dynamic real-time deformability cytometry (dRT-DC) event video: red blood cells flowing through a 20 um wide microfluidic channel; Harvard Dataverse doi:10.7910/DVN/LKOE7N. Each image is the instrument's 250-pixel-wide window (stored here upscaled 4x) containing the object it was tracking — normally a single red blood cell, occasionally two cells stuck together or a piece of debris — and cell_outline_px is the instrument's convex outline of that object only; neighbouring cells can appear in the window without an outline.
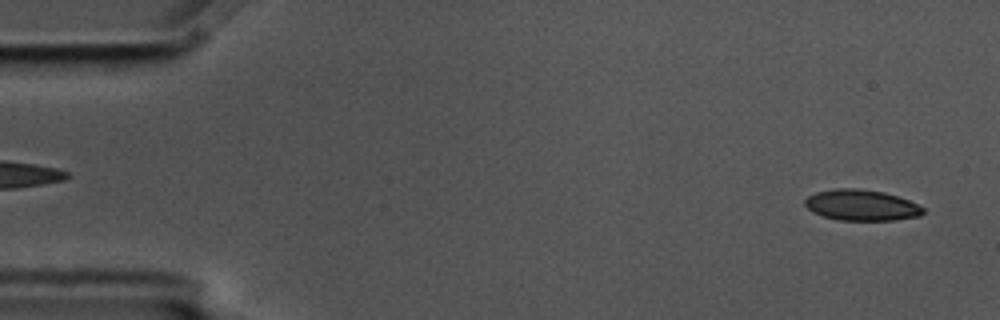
{"species": "common noctule bat (a hibernating species)", "species_latin": "Nyctalus noctula", "temperature_condition": "cold", "stored_images_in_passage": 6, "segment_of_instrument_passage": [2, 2], "camera_frame_rate_fps": 3000, "um_per_image_px": 0.085, "animal": {"sex": "male", "body_mass_g": 17.5, "forearm_length_mm": 52.3}, "frame": {"image": 1, "passage_image": 6, "time_ms": 1.667, "image_size_px": [1000, 320], "cell_outline_px": [[924, 212], [920, 216], [896, 220], [836, 220], [812, 212], [804, 204], [804, 200], [808, 196], [816, 192], [836, 188], [856, 188], [884, 192], [908, 200], [924, 208]], "centroid_in_image_um": [73.2, 17.44], "position_along_channel_um": 11.8, "area_um2": 21.27}}